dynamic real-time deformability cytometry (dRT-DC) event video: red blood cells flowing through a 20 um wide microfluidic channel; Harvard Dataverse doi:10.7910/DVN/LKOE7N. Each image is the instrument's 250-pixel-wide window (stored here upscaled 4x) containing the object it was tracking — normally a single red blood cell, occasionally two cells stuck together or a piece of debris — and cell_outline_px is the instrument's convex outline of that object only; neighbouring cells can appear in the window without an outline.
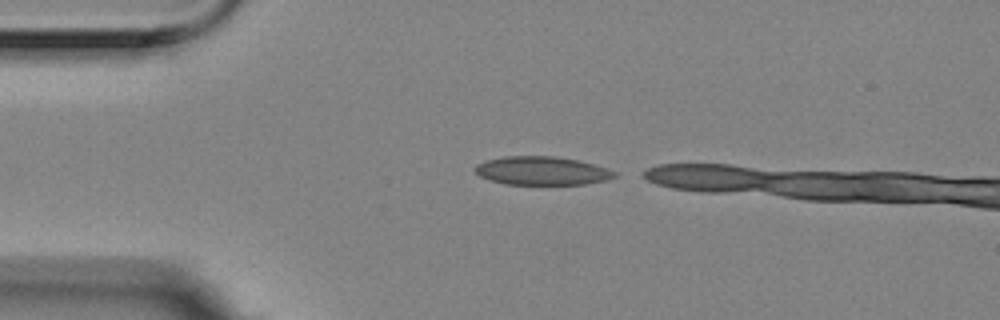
{"species": "Egyptian fruit bat (a non-hibernating species)", "species_latin": "Rousettus aegyptiacus", "temperature_condition": "room temperature", "stored_images_in_passage": 3, "camera_frame_rate_fps": 3000, "um_per_image_px": 0.085, "animal": {"sex": "female"}, "frame": {"image": 1, "passage_image": 1, "time_ms": 0.0, "image_size_px": [1000, 320], "cell_outline_px": [[616, 176], [608, 180], [584, 184], [504, 184], [488, 180], [480, 176], [472, 168], [476, 164], [488, 160], [504, 156], [556, 156], [576, 160], [608, 168], [616, 172]], "centroid_in_image_um": [46.04, 14.52], "position_along_channel_um": 39.0, "area_um2": 23.18}}